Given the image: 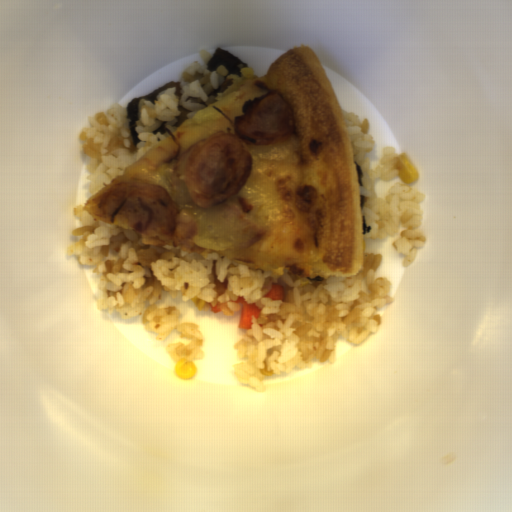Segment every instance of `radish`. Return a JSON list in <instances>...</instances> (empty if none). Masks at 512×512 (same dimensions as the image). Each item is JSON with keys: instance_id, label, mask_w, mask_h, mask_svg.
<instances>
[{"instance_id": "1", "label": "radish", "mask_w": 512, "mask_h": 512, "mask_svg": "<svg viewBox=\"0 0 512 512\" xmlns=\"http://www.w3.org/2000/svg\"><path fill=\"white\" fill-rule=\"evenodd\" d=\"M235 302L236 304H243L241 318L237 327L240 330H249L252 328V319L259 317L261 309L255 303H248L242 295Z\"/></svg>"}, {"instance_id": "2", "label": "radish", "mask_w": 512, "mask_h": 512, "mask_svg": "<svg viewBox=\"0 0 512 512\" xmlns=\"http://www.w3.org/2000/svg\"><path fill=\"white\" fill-rule=\"evenodd\" d=\"M265 299H272L275 301L284 300V289L279 284H273L270 291L264 296Z\"/></svg>"}]
</instances>
